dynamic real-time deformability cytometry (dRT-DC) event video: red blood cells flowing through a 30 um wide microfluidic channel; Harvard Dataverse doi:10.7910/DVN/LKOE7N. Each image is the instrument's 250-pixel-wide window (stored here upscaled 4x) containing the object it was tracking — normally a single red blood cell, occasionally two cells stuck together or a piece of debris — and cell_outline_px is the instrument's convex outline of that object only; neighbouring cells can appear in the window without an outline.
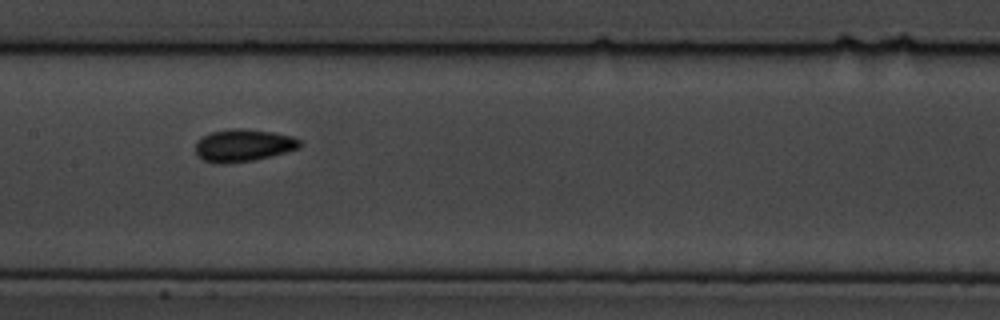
{"species": "common noctule bat (a hibernating species)", "species_latin": "Nyctalus noctula", "temperature_condition": "cold", "stored_images_in_passage": 8, "camera_frame_rate_fps": 3000, "um_per_image_px": 0.085, "animal": {"sex": "male", "body_mass_g": 19.5, "forearm_length_mm": 54.6}, "frame": {"image": 1, "passage_image": 7, "time_ms": 8.667, "image_size_px": [1000, 320], "cell_outline_px": [[304, 144], [300, 148], [252, 160], [224, 164], [216, 164], [204, 160], [196, 156], [196, 144], [204, 136], [212, 132], [228, 128], [240, 128], [272, 132], [292, 136], [300, 140]], "centroid_in_image_um": [20.68, 12.35], "position_along_channel_um": 186.7, "area_um2": 19.59}}
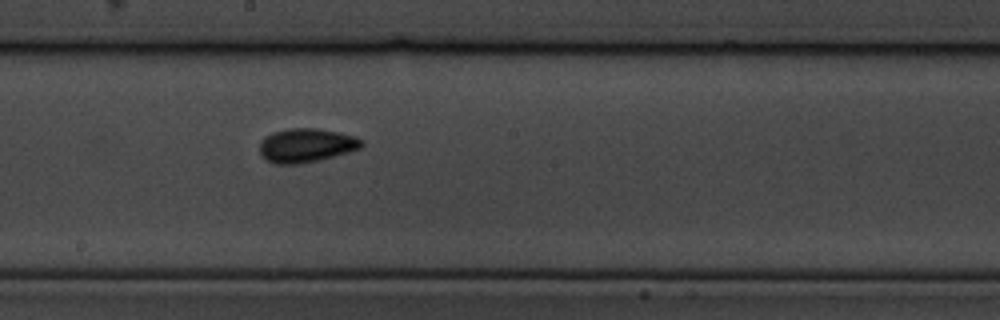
{"frame": {"image": 2, "passage_image": 8, "time_ms": 9.667, "image_size_px": [1000, 320], "cell_outline_px": [[364, 144], [360, 148], [348, 152], [320, 160], [300, 164], [276, 164], [264, 160], [260, 152], [260, 140], [264, 136], [272, 132], [288, 128], [316, 128], [356, 136], [364, 140]], "centroid_in_image_um": [26.01, 12.36], "position_along_channel_um": 222.2, "area_um2": 20.4}}